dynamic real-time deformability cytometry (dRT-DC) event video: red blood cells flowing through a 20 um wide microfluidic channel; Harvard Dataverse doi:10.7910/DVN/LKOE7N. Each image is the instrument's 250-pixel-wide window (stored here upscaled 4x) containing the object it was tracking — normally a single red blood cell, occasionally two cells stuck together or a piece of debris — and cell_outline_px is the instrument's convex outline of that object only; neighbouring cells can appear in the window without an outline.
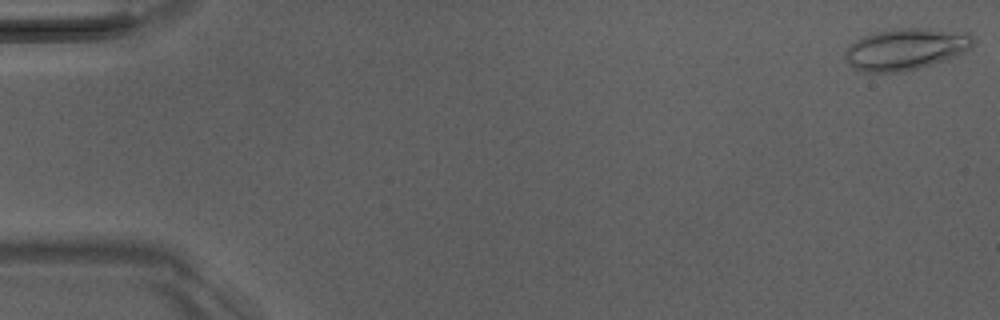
{"species": "Egyptian fruit bat (a non-hibernating species)", "species_latin": "Rousettus aegyptiacus", "temperature_condition": "room temperature", "stored_images_in_passage": 51, "camera_frame_rate_fps": 3000, "um_per_image_px": 0.085, "animal": {"sex": "male"}, "frame": {"image": 1, "passage_image": 1, "time_ms": 0.0, "image_size_px": [1000, 320], "cell_outline_px": [[972, 48], [956, 56], [932, 64], [900, 72], [864, 72], [852, 68], [844, 60], [844, 56], [848, 48], [856, 40], [864, 36], [876, 32], [900, 28], [928, 28], [968, 32], [972, 36]], "centroid_in_image_um": [76.99, 4.17], "position_along_channel_um": 8.0, "area_um2": 30.92}}
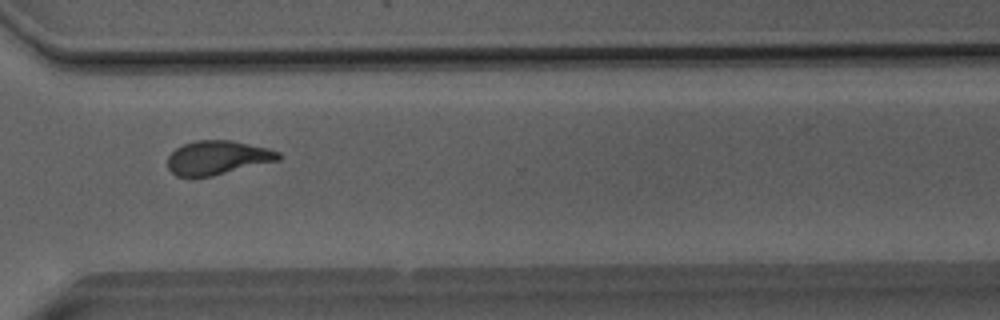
{"frame": {"image": 2, "passage_image": 38, "time_ms": 12.333, "image_size_px": [1000, 320], "cell_outline_px": [[280, 160], [212, 176], [192, 180], [176, 176], [168, 168], [168, 156], [176, 148], [184, 144], [196, 140], [232, 140], [268, 148], [280, 152]], "centroid_in_image_um": [18.46, 13.43], "position_along_channel_um": 352.1, "area_um2": 22.37}}
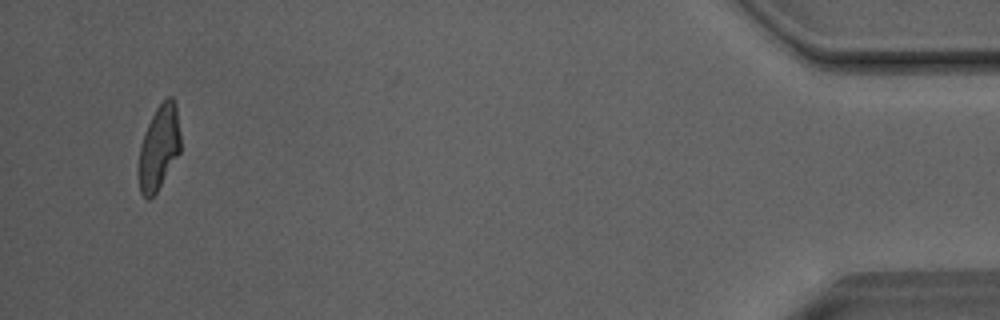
{"frame": {"image": 3, "passage_image": 49, "time_ms": 16.0, "image_size_px": [1000, 320], "cell_outline_px": [[180, 152], [156, 192], [148, 200], [140, 192], [140, 148], [144, 132], [156, 108], [168, 96], [172, 96], [176, 104], [180, 136]], "centroid_in_image_um": [13.53, 12.5], "position_along_channel_um": 421.7, "area_um2": 20.06}, "authors_computed_cell_mechanics": {"area_um2": 22.4264, "velocity_mm_per_s": 4.0534, "shape_relaxation_time_tau1_ms": 8.2851, "shape_relaxation_time_tau2_ms": 1.4606, "deformation_change_tau1": 0.2386, "deformation_change_tau2": 0.0876}}